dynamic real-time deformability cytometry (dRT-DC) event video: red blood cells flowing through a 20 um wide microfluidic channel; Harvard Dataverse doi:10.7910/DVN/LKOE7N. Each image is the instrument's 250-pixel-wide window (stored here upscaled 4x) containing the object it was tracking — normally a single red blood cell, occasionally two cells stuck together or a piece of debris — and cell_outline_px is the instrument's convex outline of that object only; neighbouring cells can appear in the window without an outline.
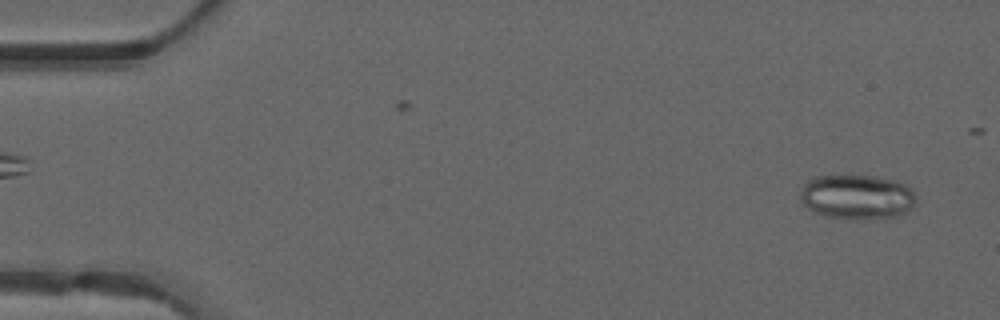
{"species": "common noctule bat (a hibernating species)", "species_latin": "Nyctalus noctula", "temperature_condition": "warm", "stored_images_in_passage": 48, "camera_frame_rate_fps": 3000, "um_per_image_px": 0.085, "animal": {"sex": "male", "forearm_length_mm": 52.5}, "frame": {"image": 1, "passage_image": 2, "time_ms": 0.333, "image_size_px": [1000, 320], "cell_outline_px": [[916, 200], [912, 208], [908, 212], [896, 216], [856, 220], [852, 220], [828, 216], [816, 212], [808, 208], [800, 200], [800, 188], [808, 180], [816, 176], [876, 176], [892, 180], [904, 184], [912, 188], [916, 196]], "centroid_in_image_um": [72.85, 16.74], "position_along_channel_um": 12.1, "area_um2": 30.29}}
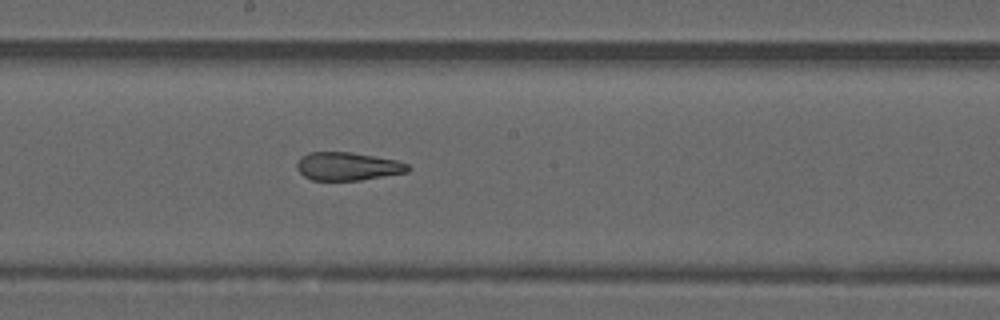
{"frame": {"image": 2, "passage_image": 26, "time_ms": 8.333, "image_size_px": [1000, 320], "cell_outline_px": [[412, 168], [408, 172], [360, 180], [312, 180], [304, 176], [296, 168], [296, 164], [308, 152], [352, 152], [396, 160], [408, 164]], "centroid_in_image_um": [29.58, 14.14], "position_along_channel_um": 218.6, "area_um2": 18.15}}
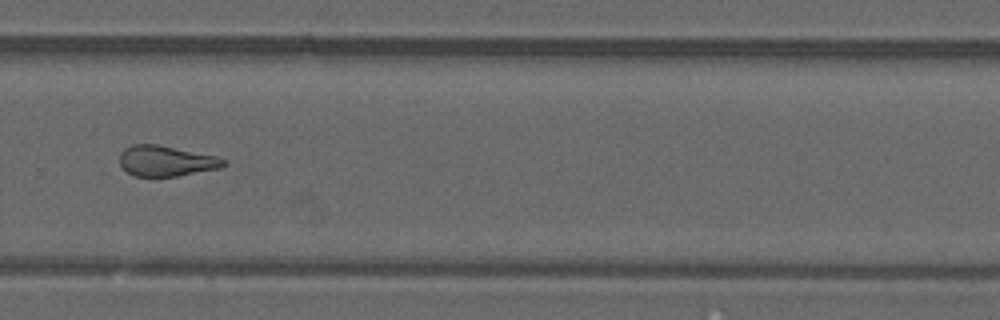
{"frame": {"image": 3, "passage_image": 33, "time_ms": 10.667, "image_size_px": [1000, 320], "cell_outline_px": [[224, 164], [220, 168], [176, 176], [132, 176], [120, 164], [120, 152], [124, 148], [132, 144], [156, 144], [216, 156], [224, 160]], "centroid_in_image_um": [14.06, 13.67], "position_along_channel_um": 315.7, "area_um2": 18.26}}